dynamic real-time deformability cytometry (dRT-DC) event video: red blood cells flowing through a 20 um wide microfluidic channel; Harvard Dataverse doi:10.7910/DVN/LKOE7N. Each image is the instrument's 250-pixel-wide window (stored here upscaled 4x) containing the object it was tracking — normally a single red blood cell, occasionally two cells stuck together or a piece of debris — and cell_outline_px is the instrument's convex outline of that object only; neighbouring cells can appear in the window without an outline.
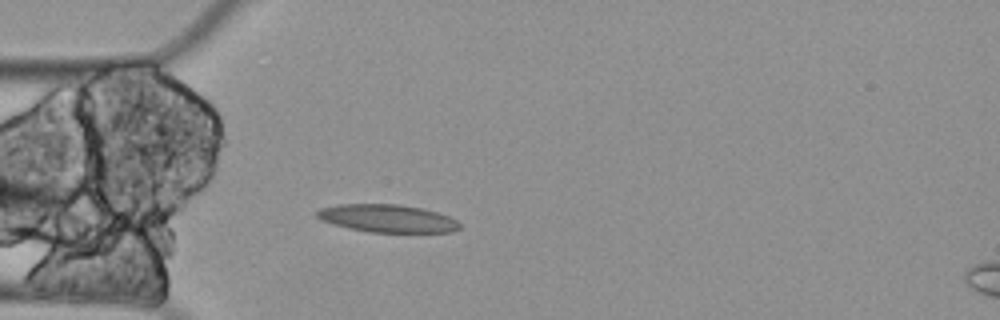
{"species": "Egyptian fruit bat (a non-hibernating species)", "species_latin": "Rousettus aegyptiacus", "temperature_condition": "cold", "stored_images_in_passage": 3, "camera_frame_rate_fps": 3000, "um_per_image_px": 0.085, "animal": {"sex": "female"}, "frame": {"image": 1, "passage_image": 3, "time_ms": 0.667, "image_size_px": [1000, 320], "cell_outline_px": [[460, 228], [452, 232], [368, 232], [348, 228], [332, 224], [316, 216], [316, 212], [320, 208], [340, 204], [400, 204], [424, 208], [448, 216], [456, 220], [460, 224]], "centroid_in_image_um": [32.94, 18.56], "position_along_channel_um": 52.1, "area_um2": 23.12}}